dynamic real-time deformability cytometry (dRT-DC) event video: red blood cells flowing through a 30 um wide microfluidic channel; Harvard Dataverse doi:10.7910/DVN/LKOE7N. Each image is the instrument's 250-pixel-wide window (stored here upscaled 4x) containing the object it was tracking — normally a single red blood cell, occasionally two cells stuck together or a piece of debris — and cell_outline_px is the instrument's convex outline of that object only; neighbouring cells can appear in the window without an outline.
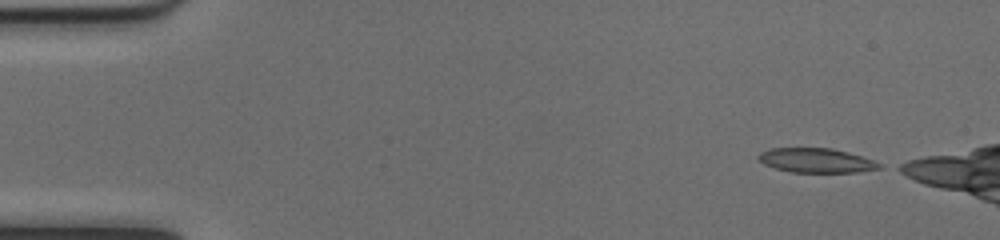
{"species": "common noctule bat (a hibernating species)", "species_latin": "Nyctalus noctula", "temperature_condition": "cold", "stored_images_in_passage": 43, "camera_frame_rate_fps": 3000, "um_per_image_px": 0.085, "animal": {"sex": "female", "body_mass_g": 17.0, "forearm_length_mm": 48.0}, "frame": {"image": 1, "passage_image": 1, "time_ms": 0.0, "image_size_px": [1000, 240], "cell_outline_px": [[884, 168], [860, 172], [792, 172], [776, 168], [764, 164], [756, 160], [756, 156], [760, 152], [768, 148], [832, 148], [848, 152], [884, 164]], "centroid_in_image_um": [69.38, 13.63], "position_along_channel_um": 15.6, "area_um2": 17.4}}
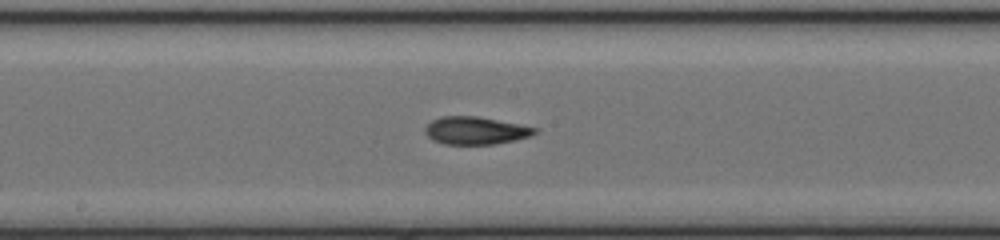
{"frame": {"image": 2, "passage_image": 24, "time_ms": 7.667, "image_size_px": [1000, 240], "cell_outline_px": [[540, 132], [532, 136], [516, 140], [496, 144], [444, 144], [432, 140], [424, 132], [424, 128], [432, 120], [440, 116], [480, 116], [540, 128]], "centroid_in_image_um": [40.48, 11.09], "position_along_channel_um": 207.7, "area_um2": 18.09}}
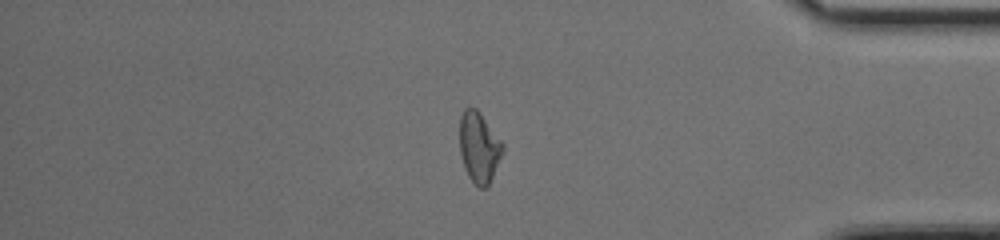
{"frame": {"image": 3, "passage_image": 40, "time_ms": 13.0, "image_size_px": [1000, 240], "cell_outline_px": [[504, 148], [488, 188], [480, 188], [468, 176], [464, 168], [460, 152], [460, 116], [464, 108], [468, 104], [476, 108], [480, 112], [504, 144]], "centroid_in_image_um": [40.71, 12.49], "position_along_channel_um": 394.5, "area_um2": 17.86}, "authors_computed_cell_mechanics": {"area_um2": 18.0336, "velocity_mm_per_s": 4.0247, "shape_relaxation_time_tau1_ms": null, "shape_relaxation_time_tau2_ms": 2.0221, "deformation_change_tau1": null, "deformation_change_tau2": 0.0872}}